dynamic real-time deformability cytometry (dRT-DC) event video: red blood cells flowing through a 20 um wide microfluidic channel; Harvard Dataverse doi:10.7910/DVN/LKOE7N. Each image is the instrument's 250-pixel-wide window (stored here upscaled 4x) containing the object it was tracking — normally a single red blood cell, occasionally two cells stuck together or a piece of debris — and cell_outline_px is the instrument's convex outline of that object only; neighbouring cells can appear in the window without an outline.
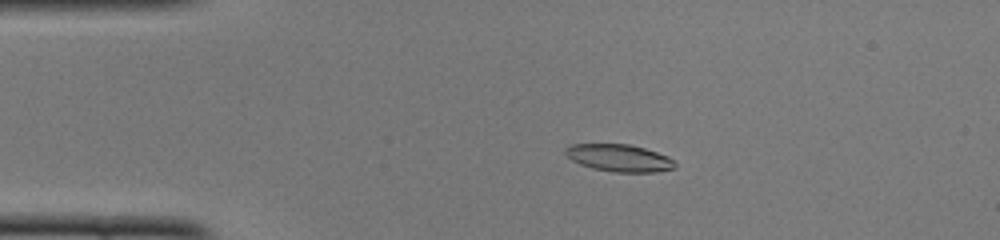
{"species": "common noctule bat (a hibernating species)", "species_latin": "Nyctalus noctula", "temperature_condition": "cold", "stored_images_in_passage": 50, "camera_frame_rate_fps": 3000, "um_per_image_px": 0.085, "animal": {"sex": "female", "body_mass_g": 22.0, "forearm_length_mm": 56.7}, "frame": {"image": 1, "passage_image": 10, "time_ms": 3.0, "image_size_px": [1000, 240], "cell_outline_px": [[676, 168], [656, 172], [612, 172], [592, 168], [580, 164], [572, 160], [564, 152], [564, 148], [572, 144], [628, 144], [644, 148], [668, 156], [676, 160]], "centroid_in_image_um": [52.66, 13.43], "position_along_channel_um": 32.3, "area_um2": 17.51}}
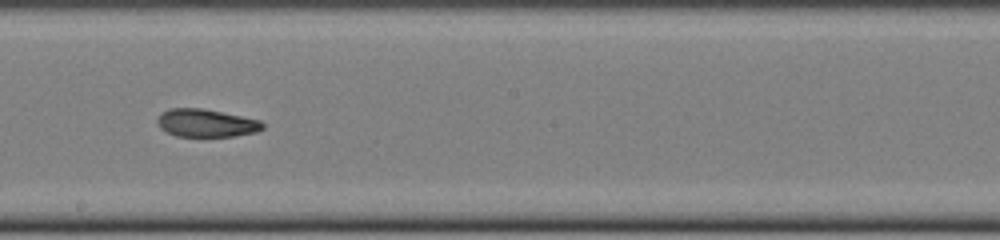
{"frame": {"image": 2, "passage_image": 28, "time_ms": 9.0, "image_size_px": [1000, 240], "cell_outline_px": [[264, 128], [256, 132], [232, 136], [176, 136], [160, 128], [156, 120], [168, 108], [204, 108], [260, 120], [264, 124]], "centroid_in_image_um": [17.53, 10.45], "position_along_channel_um": 230.7, "area_um2": 16.99}}
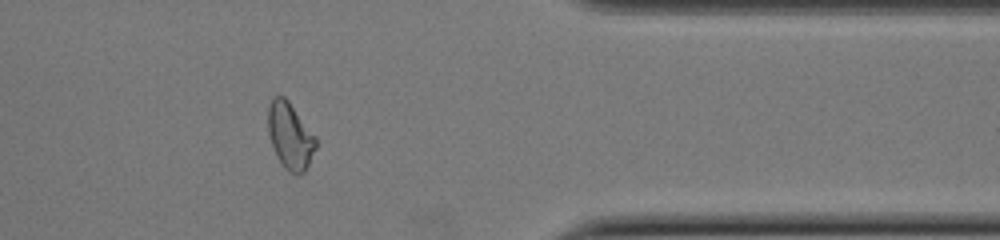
{"frame": {"image": 3, "passage_image": 41, "time_ms": 13.333, "image_size_px": [1000, 240], "cell_outline_px": [[316, 148], [304, 172], [300, 176], [296, 176], [288, 172], [284, 168], [276, 156], [268, 132], [268, 108], [272, 100], [276, 96], [284, 96], [288, 100], [316, 136]], "centroid_in_image_um": [24.67, 11.59], "position_along_channel_um": 386.7, "area_um2": 18.55}, "authors_computed_cell_mechanics": {"area_um2": 17.7735, "velocity_mm_per_s": 3.9943, "shape_relaxation_time_tau1_ms": null, "shape_relaxation_time_tau2_ms": 3.3228, "deformation_change_tau1": null, "deformation_change_tau2": 0.0885}}